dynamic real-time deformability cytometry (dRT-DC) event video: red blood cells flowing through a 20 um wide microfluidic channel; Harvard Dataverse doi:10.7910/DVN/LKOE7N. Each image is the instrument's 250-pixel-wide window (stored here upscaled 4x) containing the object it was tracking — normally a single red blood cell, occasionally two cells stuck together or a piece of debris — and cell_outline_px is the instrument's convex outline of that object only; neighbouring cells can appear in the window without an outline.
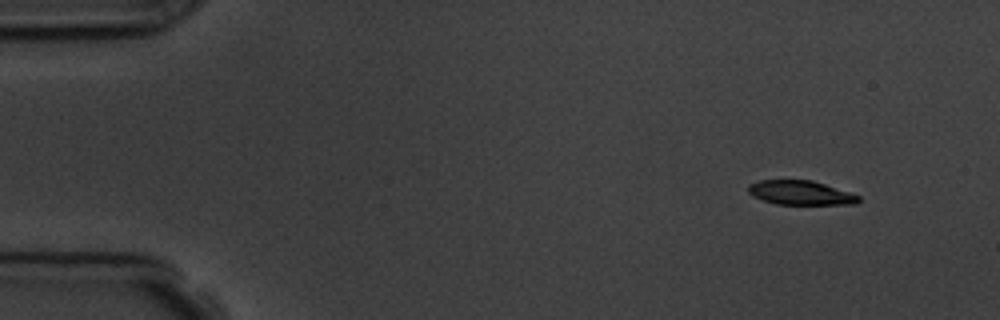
{"species": "common noctule bat (a hibernating species)", "species_latin": "Nyctalus noctula", "temperature_condition": "room temperature", "stored_images_in_passage": 14, "camera_frame_rate_fps": 3000, "um_per_image_px": 0.085, "animal": {"sex": "male", "body_mass_g": 19.5, "forearm_length_mm": 54.6}, "frame": {"image": 1, "passage_image": 1, "time_ms": 0.0, "image_size_px": [1000, 320], "cell_outline_px": [[860, 200], [856, 204], [776, 204], [752, 196], [748, 192], [748, 184], [760, 180], [812, 180], [860, 196]], "centroid_in_image_um": [68.02, 16.38], "position_along_channel_um": 17.0, "area_um2": 15.43}}
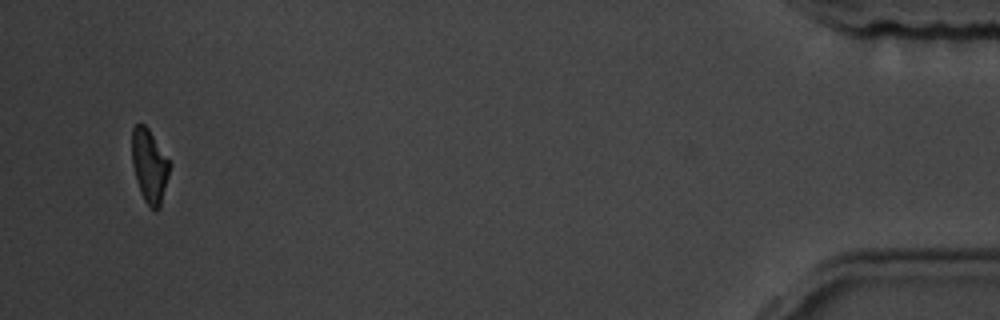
{"frame": {"image": 2, "passage_image": 14, "time_ms": 16.333, "image_size_px": [1000, 320], "cell_outline_px": [[172, 164], [160, 208], [152, 208], [144, 200], [140, 192], [136, 180], [132, 164], [132, 128], [136, 124], [144, 124], [148, 128]], "centroid_in_image_um": [12.71, 14.09], "position_along_channel_um": 422.5, "area_um2": 16.18}, "authors_computed_cell_mechanics": {"area_um2": 17.9469, "velocity_mm_per_s": 3.6196, "shape_relaxation_time_tau1_ms": 3.6651, "shape_relaxation_time_tau2_ms": 4.8601, "deformation_change_tau1": 0.1168, "deformation_change_tau2": 0.1052}}